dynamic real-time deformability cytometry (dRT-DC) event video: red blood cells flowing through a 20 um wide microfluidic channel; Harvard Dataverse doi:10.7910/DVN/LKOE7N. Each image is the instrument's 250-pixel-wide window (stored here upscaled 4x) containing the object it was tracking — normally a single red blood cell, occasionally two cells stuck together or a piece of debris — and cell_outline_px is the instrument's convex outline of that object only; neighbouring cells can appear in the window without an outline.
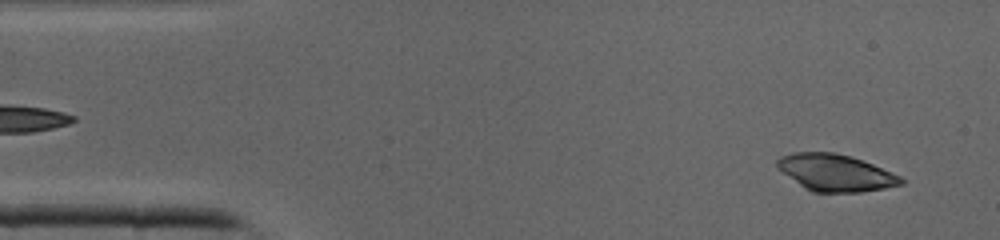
{"species": "common noctule bat (a hibernating species)", "species_latin": "Nyctalus noctula", "temperature_condition": "cold", "stored_images_in_passage": 22, "camera_frame_rate_fps": 3000, "um_per_image_px": 0.085, "animal": {"sex": "male", "body_mass_g": 19.0, "forearm_length_mm": 50.8}, "frame": {"image": 1, "passage_image": 2, "time_ms": 0.333, "image_size_px": [1000, 240], "cell_outline_px": [[904, 184], [884, 188], [860, 192], [812, 192], [804, 188], [776, 168], [776, 160], [780, 156], [792, 152], [836, 152], [872, 164], [892, 172], [900, 176], [904, 180]], "centroid_in_image_um": [70.97, 14.68], "position_along_channel_um": 14.0, "area_um2": 26.59}}